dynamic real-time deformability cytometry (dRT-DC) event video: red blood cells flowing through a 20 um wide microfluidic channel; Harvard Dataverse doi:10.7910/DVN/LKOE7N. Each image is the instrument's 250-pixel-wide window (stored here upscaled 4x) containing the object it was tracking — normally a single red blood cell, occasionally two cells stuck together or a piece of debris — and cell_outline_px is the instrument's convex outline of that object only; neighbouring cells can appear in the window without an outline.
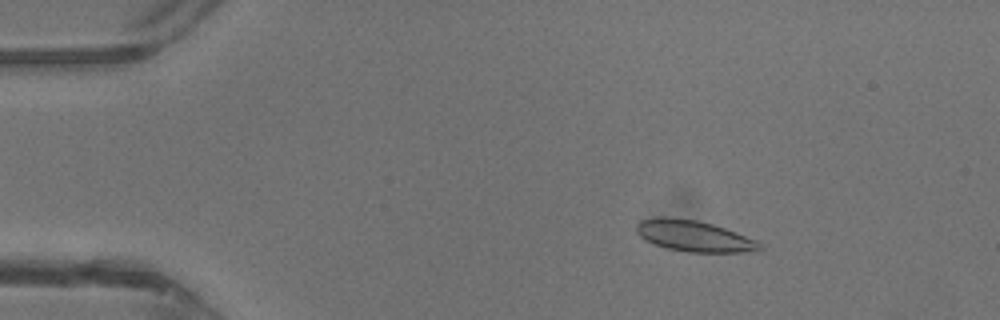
{"species": "common noctule bat (a hibernating species)", "species_latin": "Nyctalus noctula", "temperature_condition": "warm", "stored_images_in_passage": 17, "camera_frame_rate_fps": 3000, "um_per_image_px": 0.085, "animal": {"sex": "male", "body_mass_g": 13.3}, "frame": {"image": 1, "passage_image": 7, "time_ms": 2.0, "image_size_px": [1000, 320], "cell_outline_px": [[764, 248], [740, 252], [688, 252], [668, 248], [644, 240], [636, 232], [636, 224], [640, 220], [660, 216], [664, 216], [696, 220], [712, 224], [736, 232], [756, 240], [764, 244]], "centroid_in_image_um": [58.96, 20.05], "position_along_channel_um": 26.0, "area_um2": 22.25}}
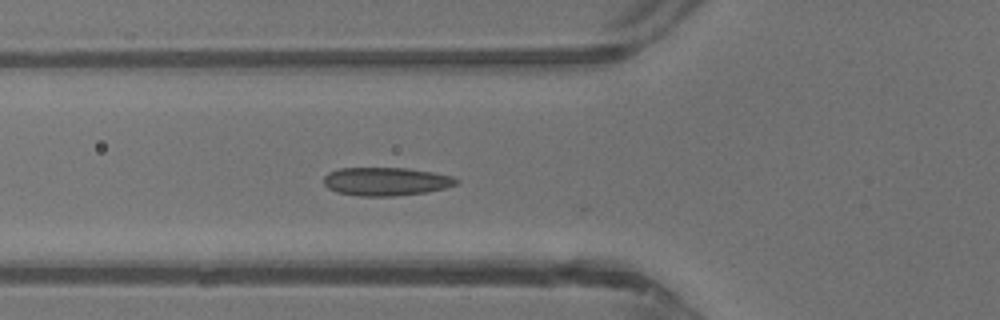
{"frame": {"image": 2, "passage_image": 16, "time_ms": 5.0, "image_size_px": [1000, 320], "cell_outline_px": [[460, 180], [456, 184], [444, 188], [428, 192], [392, 196], [360, 196], [336, 192], [328, 188], [324, 184], [324, 176], [328, 172], [340, 168], [408, 168], [432, 172], [452, 176]], "centroid_in_image_um": [32.8, 15.42], "position_along_channel_um": 93.0, "area_um2": 21.91}}